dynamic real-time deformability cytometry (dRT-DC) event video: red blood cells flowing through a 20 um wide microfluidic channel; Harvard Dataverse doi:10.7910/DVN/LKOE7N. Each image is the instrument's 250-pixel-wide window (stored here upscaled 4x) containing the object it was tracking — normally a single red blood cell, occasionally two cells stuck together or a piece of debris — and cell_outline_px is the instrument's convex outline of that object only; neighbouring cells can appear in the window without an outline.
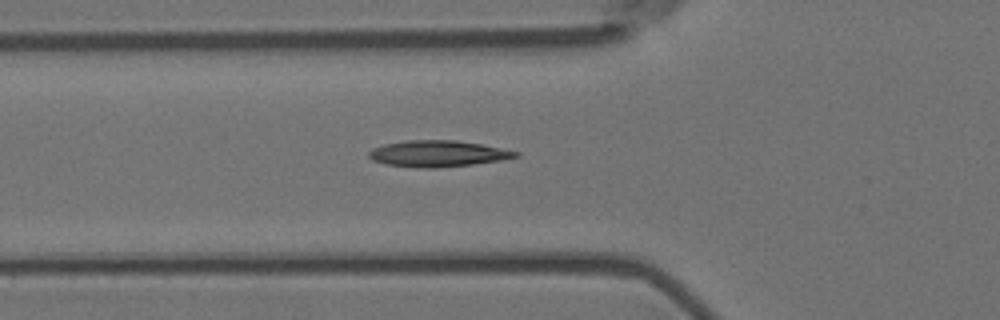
{"species": "Egyptian fruit bat (a non-hibernating species)", "species_latin": "Rousettus aegyptiacus", "temperature_condition": "room temperature", "stored_images_in_passage": 2, "camera_frame_rate_fps": 3000, "um_per_image_px": 0.085, "animal": {"sex": "female"}, "frame": {"image": 1, "passage_image": 2, "time_ms": 0.333, "image_size_px": [1000, 320], "cell_outline_px": [[520, 156], [500, 160], [472, 164], [436, 168], [416, 168], [384, 164], [372, 160], [368, 156], [368, 152], [372, 148], [384, 144], [408, 140], [456, 140], [480, 144], [520, 152]], "centroid_in_image_um": [37.17, 13.06], "position_along_channel_um": 88.6, "area_um2": 22.48}}